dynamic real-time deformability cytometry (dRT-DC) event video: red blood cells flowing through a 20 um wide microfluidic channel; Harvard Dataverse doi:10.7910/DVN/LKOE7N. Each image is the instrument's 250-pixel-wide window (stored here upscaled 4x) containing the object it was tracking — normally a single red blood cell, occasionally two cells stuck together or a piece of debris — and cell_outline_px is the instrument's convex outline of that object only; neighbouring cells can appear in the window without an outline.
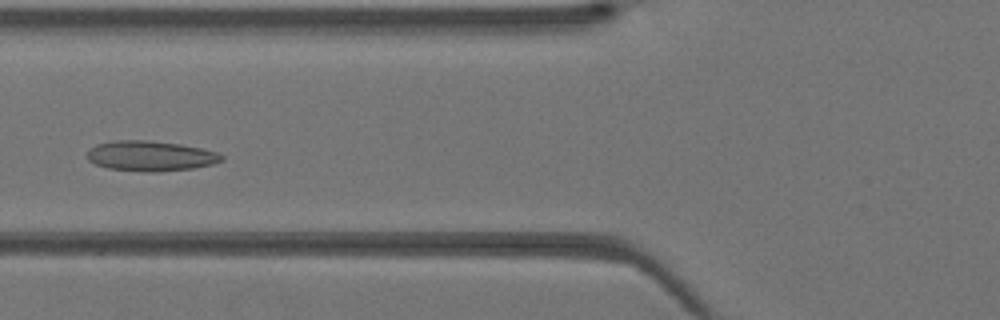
{"species": "Egyptian fruit bat (a non-hibernating species)", "species_latin": "Rousettus aegyptiacus", "temperature_condition": "warm", "stored_images_in_passage": 34, "camera_frame_rate_fps": 3000, "um_per_image_px": 0.085, "animal": {"sex": "female"}, "frame": {"image": 1, "passage_image": 9, "time_ms": 2.667, "image_size_px": [1000, 320], "cell_outline_px": [[224, 160], [212, 164], [192, 168], [160, 172], [148, 172], [108, 168], [96, 164], [88, 160], [88, 148], [96, 144], [112, 140], [152, 140], [180, 144], [200, 148], [216, 152], [224, 156]], "centroid_in_image_um": [12.78, 13.25], "position_along_channel_um": 113.0, "area_um2": 23.76}}
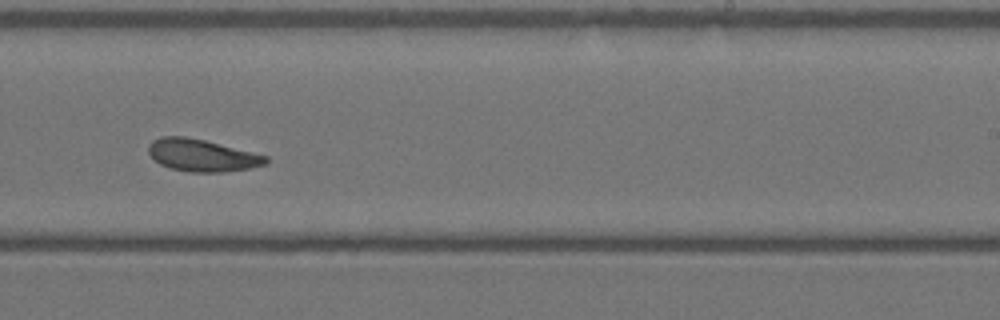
{"frame": {"image": 2, "passage_image": 19, "time_ms": 6.0, "image_size_px": [1000, 320], "cell_outline_px": [[268, 160], [264, 164], [248, 168], [220, 172], [188, 172], [168, 168], [160, 164], [148, 152], [148, 144], [152, 140], [160, 136], [184, 136], [204, 140], [268, 156]], "centroid_in_image_um": [17.11, 13.2], "position_along_channel_um": 271.9, "area_um2": 21.85}}
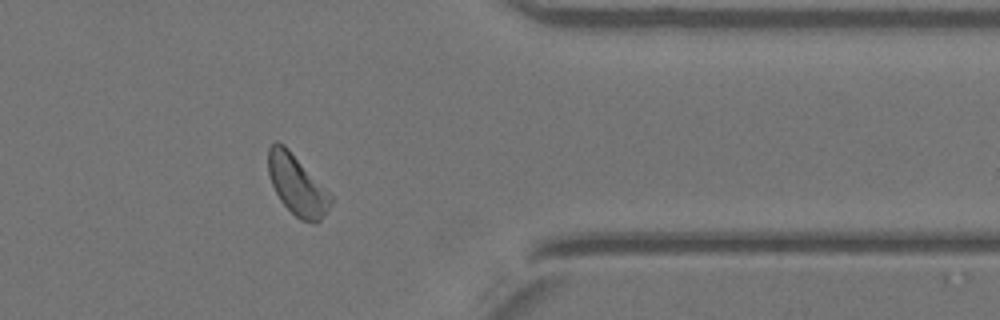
{"frame": {"image": 3, "passage_image": 27, "time_ms": 8.667, "image_size_px": [1000, 320], "cell_outline_px": [[332, 204], [320, 220], [316, 224], [300, 220], [280, 200], [272, 184], [268, 172], [268, 148], [276, 140], [284, 144], [288, 148], [332, 196]], "centroid_in_image_um": [25.24, 15.73], "position_along_channel_um": 386.2, "area_um2": 21.62}}